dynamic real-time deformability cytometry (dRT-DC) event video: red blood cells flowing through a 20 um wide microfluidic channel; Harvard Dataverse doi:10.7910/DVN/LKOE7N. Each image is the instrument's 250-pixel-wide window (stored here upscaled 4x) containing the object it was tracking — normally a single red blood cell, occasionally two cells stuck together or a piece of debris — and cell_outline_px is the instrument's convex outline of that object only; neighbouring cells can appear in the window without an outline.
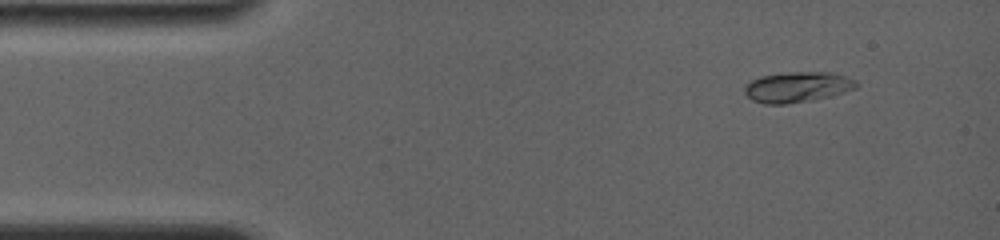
{"species": "common noctule bat (a hibernating species)", "species_latin": "Nyctalus noctula", "temperature_condition": "room temperature", "stored_images_in_passage": 4, "camera_frame_rate_fps": 4000, "um_per_image_px": 0.085, "animal": {"sex": "female", "body_mass_g": 19.0, "forearm_length_mm": 56.7}, "frame": {"image": 1, "passage_image": 2, "time_ms": 1.25, "image_size_px": [1000, 240], "cell_outline_px": [[860, 84], [856, 88], [844, 92], [828, 96], [788, 104], [764, 104], [752, 100], [744, 92], [744, 88], [752, 80], [760, 76], [788, 72], [832, 72], [856, 80]], "centroid_in_image_um": [67.78, 7.39], "position_along_channel_um": 17.2, "area_um2": 19.71}}